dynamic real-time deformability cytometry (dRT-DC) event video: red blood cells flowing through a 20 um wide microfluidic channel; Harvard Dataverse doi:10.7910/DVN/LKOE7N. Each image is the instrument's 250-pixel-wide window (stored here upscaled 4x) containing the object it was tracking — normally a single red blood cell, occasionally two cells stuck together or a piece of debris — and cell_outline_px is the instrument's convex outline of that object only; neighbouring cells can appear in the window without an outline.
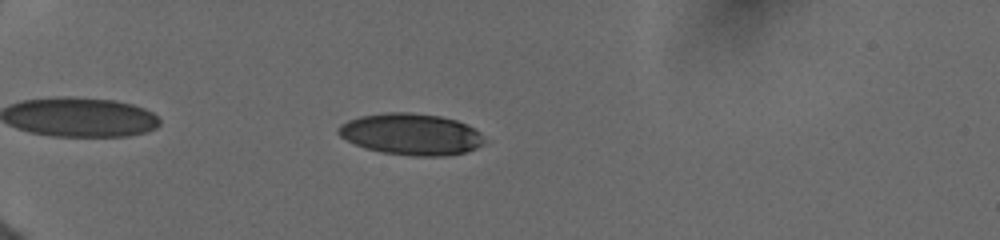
{"species": "human", "species_latin": "Homo sapiens", "temperature_condition": "cold", "stored_images_in_passage": 75, "camera_frame_rate_fps": 3000, "um_per_image_px": 0.085, "donor": {"sex": "female"}, "frame": {"image": 1, "passage_image": 14, "time_ms": 2.333, "image_size_px": [1000, 240], "cell_outline_px": [[492, 140], [476, 148], [464, 152], [444, 156], [412, 156], [384, 152], [364, 148], [340, 136], [336, 132], [336, 128], [340, 124], [348, 120], [360, 116], [384, 112], [408, 112], [440, 116], [456, 120], [480, 132]], "centroid_in_image_um": [34.97, 11.41], "position_along_channel_um": 50.0, "area_um2": 35.55}}
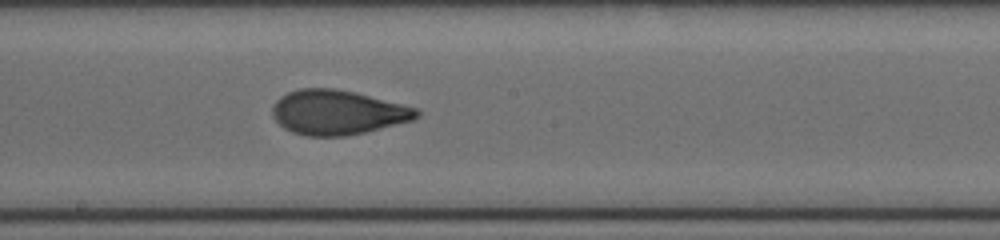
{"frame": {"image": 2, "passage_image": 37, "time_ms": 7.667, "image_size_px": [1000, 240], "cell_outline_px": [[420, 116], [416, 120], [348, 136], [304, 136], [292, 132], [284, 128], [272, 116], [272, 108], [276, 100], [280, 96], [288, 92], [300, 88], [336, 88], [356, 92], [420, 108]], "centroid_in_image_um": [28.74, 9.55], "position_along_channel_um": 219.5, "area_um2": 38.03}}
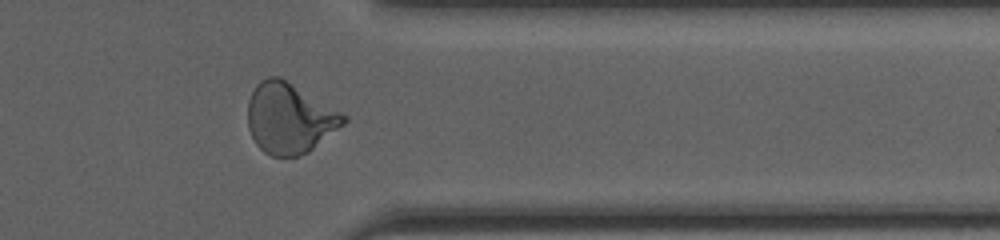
{"frame": {"image": 3, "passage_image": 65, "time_ms": 12.0, "image_size_px": [1000, 240], "cell_outline_px": [[348, 120], [344, 124], [308, 152], [296, 156], [272, 156], [264, 152], [256, 144], [248, 128], [248, 100], [256, 84], [260, 80], [268, 76], [280, 76], [344, 112], [348, 116]], "centroid_in_image_um": [24.62, 10.02], "position_along_channel_um": 386.8, "area_um2": 39.59}, "authors_computed_cell_mechanics": {"area_um2": 36.6452, "velocity_mm_per_s": 3.9223, "shape_relaxation_time_tau1_ms": 6.5017, "shape_relaxation_time_tau2_ms": 0.9875, "deformation_change_tau1": 0.2156, "deformation_change_tau2": 0.0684}}